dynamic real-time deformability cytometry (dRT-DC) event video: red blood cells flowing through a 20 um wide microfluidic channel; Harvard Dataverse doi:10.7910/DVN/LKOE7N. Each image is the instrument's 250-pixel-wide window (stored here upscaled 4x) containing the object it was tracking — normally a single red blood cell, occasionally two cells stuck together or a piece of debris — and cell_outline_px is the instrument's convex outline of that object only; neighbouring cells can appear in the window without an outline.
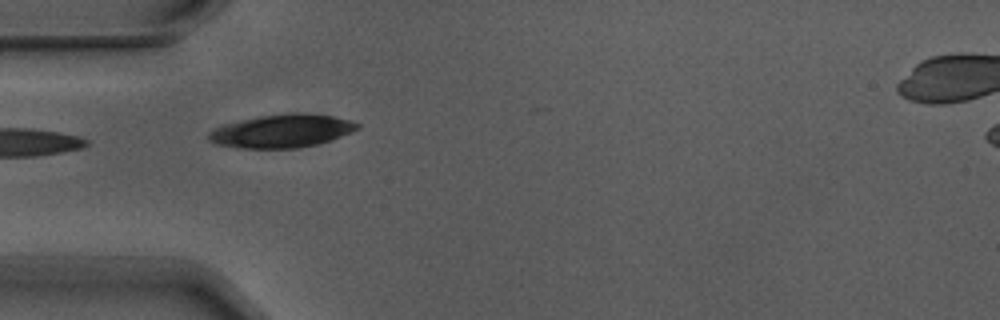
{"species": "Egyptian fruit bat (a non-hibernating species)", "species_latin": "Rousettus aegyptiacus", "temperature_condition": "warm", "stored_images_in_passage": 5, "camera_frame_rate_fps": 3000, "um_per_image_px": 0.085, "animal": {"sex": "male"}, "frame": {"image": 1, "passage_image": 5, "time_ms": 1.333, "image_size_px": [1000, 320], "cell_outline_px": [[360, 128], [352, 132], [332, 140], [300, 148], [240, 148], [216, 144], [208, 140], [208, 132], [212, 128], [224, 124], [260, 116], [288, 112], [304, 112], [332, 116], [348, 120], [360, 124]], "centroid_in_image_um": [23.95, 11.13], "position_along_channel_um": 61.0, "area_um2": 28.96}}